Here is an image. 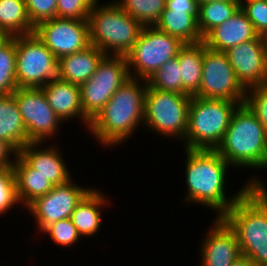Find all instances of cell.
Instances as JSON below:
<instances>
[{"mask_svg": "<svg viewBox=\"0 0 267 266\" xmlns=\"http://www.w3.org/2000/svg\"><path fill=\"white\" fill-rule=\"evenodd\" d=\"M40 234L43 237H49V239L54 242V245H59L60 247L73 248V246H78L77 243L82 241L80 238L77 228L73 225L71 218L61 219L48 225ZM75 244V245H74Z\"/></svg>", "mask_w": 267, "mask_h": 266, "instance_id": "cell-31", "label": "cell"}, {"mask_svg": "<svg viewBox=\"0 0 267 266\" xmlns=\"http://www.w3.org/2000/svg\"><path fill=\"white\" fill-rule=\"evenodd\" d=\"M48 144L47 142L28 143L19 150L18 154L53 185L67 183L74 175L70 172L67 161L64 160L65 157H62L61 147L57 142L56 145L51 144V141Z\"/></svg>", "mask_w": 267, "mask_h": 266, "instance_id": "cell-17", "label": "cell"}, {"mask_svg": "<svg viewBox=\"0 0 267 266\" xmlns=\"http://www.w3.org/2000/svg\"><path fill=\"white\" fill-rule=\"evenodd\" d=\"M12 166L15 173L18 199L22 205L21 209L26 208L36 198L53 189L54 185L31 167L18 153Z\"/></svg>", "mask_w": 267, "mask_h": 266, "instance_id": "cell-22", "label": "cell"}, {"mask_svg": "<svg viewBox=\"0 0 267 266\" xmlns=\"http://www.w3.org/2000/svg\"><path fill=\"white\" fill-rule=\"evenodd\" d=\"M0 139L17 153L28 144L26 128L13 94L0 95Z\"/></svg>", "mask_w": 267, "mask_h": 266, "instance_id": "cell-23", "label": "cell"}, {"mask_svg": "<svg viewBox=\"0 0 267 266\" xmlns=\"http://www.w3.org/2000/svg\"><path fill=\"white\" fill-rule=\"evenodd\" d=\"M216 151L237 169H267V133L246 103L234 110L220 145Z\"/></svg>", "mask_w": 267, "mask_h": 266, "instance_id": "cell-4", "label": "cell"}, {"mask_svg": "<svg viewBox=\"0 0 267 266\" xmlns=\"http://www.w3.org/2000/svg\"><path fill=\"white\" fill-rule=\"evenodd\" d=\"M106 54L90 45L85 50L58 59V78L81 85L95 73L99 62Z\"/></svg>", "mask_w": 267, "mask_h": 266, "instance_id": "cell-21", "label": "cell"}, {"mask_svg": "<svg viewBox=\"0 0 267 266\" xmlns=\"http://www.w3.org/2000/svg\"><path fill=\"white\" fill-rule=\"evenodd\" d=\"M97 0L88 14L91 45L106 55L125 56L137 41L143 25L113 0ZM99 3V4H98Z\"/></svg>", "mask_w": 267, "mask_h": 266, "instance_id": "cell-5", "label": "cell"}, {"mask_svg": "<svg viewBox=\"0 0 267 266\" xmlns=\"http://www.w3.org/2000/svg\"><path fill=\"white\" fill-rule=\"evenodd\" d=\"M147 86L146 80L130 77L90 121L87 131L98 145L122 146L143 129Z\"/></svg>", "mask_w": 267, "mask_h": 266, "instance_id": "cell-2", "label": "cell"}, {"mask_svg": "<svg viewBox=\"0 0 267 266\" xmlns=\"http://www.w3.org/2000/svg\"><path fill=\"white\" fill-rule=\"evenodd\" d=\"M18 88H42L58 78V59L32 33L15 36Z\"/></svg>", "mask_w": 267, "mask_h": 266, "instance_id": "cell-9", "label": "cell"}, {"mask_svg": "<svg viewBox=\"0 0 267 266\" xmlns=\"http://www.w3.org/2000/svg\"><path fill=\"white\" fill-rule=\"evenodd\" d=\"M184 151L186 192L182 203L187 206L201 204L204 208L214 211L216 218H221L251 185L244 180L243 186L239 187L236 193L233 192L231 197L226 193V177L231 166L216 150Z\"/></svg>", "mask_w": 267, "mask_h": 266, "instance_id": "cell-1", "label": "cell"}, {"mask_svg": "<svg viewBox=\"0 0 267 266\" xmlns=\"http://www.w3.org/2000/svg\"><path fill=\"white\" fill-rule=\"evenodd\" d=\"M258 36L251 21L239 8L230 19L211 29L203 37V42L209 49L225 52Z\"/></svg>", "mask_w": 267, "mask_h": 266, "instance_id": "cell-19", "label": "cell"}, {"mask_svg": "<svg viewBox=\"0 0 267 266\" xmlns=\"http://www.w3.org/2000/svg\"><path fill=\"white\" fill-rule=\"evenodd\" d=\"M245 103L255 113L267 133V83L249 88Z\"/></svg>", "mask_w": 267, "mask_h": 266, "instance_id": "cell-34", "label": "cell"}, {"mask_svg": "<svg viewBox=\"0 0 267 266\" xmlns=\"http://www.w3.org/2000/svg\"><path fill=\"white\" fill-rule=\"evenodd\" d=\"M26 10L31 24L57 17V0H25Z\"/></svg>", "mask_w": 267, "mask_h": 266, "instance_id": "cell-36", "label": "cell"}, {"mask_svg": "<svg viewBox=\"0 0 267 266\" xmlns=\"http://www.w3.org/2000/svg\"><path fill=\"white\" fill-rule=\"evenodd\" d=\"M239 102L192 96L183 149L216 150Z\"/></svg>", "mask_w": 267, "mask_h": 266, "instance_id": "cell-6", "label": "cell"}, {"mask_svg": "<svg viewBox=\"0 0 267 266\" xmlns=\"http://www.w3.org/2000/svg\"><path fill=\"white\" fill-rule=\"evenodd\" d=\"M231 266H256V264L249 257L240 255Z\"/></svg>", "mask_w": 267, "mask_h": 266, "instance_id": "cell-39", "label": "cell"}, {"mask_svg": "<svg viewBox=\"0 0 267 266\" xmlns=\"http://www.w3.org/2000/svg\"><path fill=\"white\" fill-rule=\"evenodd\" d=\"M192 96L153 89L147 86L145 94L143 129L161 136L163 141L182 142L187 131L189 106Z\"/></svg>", "mask_w": 267, "mask_h": 266, "instance_id": "cell-7", "label": "cell"}, {"mask_svg": "<svg viewBox=\"0 0 267 266\" xmlns=\"http://www.w3.org/2000/svg\"><path fill=\"white\" fill-rule=\"evenodd\" d=\"M143 26H154L165 10L166 0H113Z\"/></svg>", "mask_w": 267, "mask_h": 266, "instance_id": "cell-28", "label": "cell"}, {"mask_svg": "<svg viewBox=\"0 0 267 266\" xmlns=\"http://www.w3.org/2000/svg\"><path fill=\"white\" fill-rule=\"evenodd\" d=\"M240 8V2H213L199 5L198 28L204 37L211 29L230 19Z\"/></svg>", "mask_w": 267, "mask_h": 266, "instance_id": "cell-27", "label": "cell"}, {"mask_svg": "<svg viewBox=\"0 0 267 266\" xmlns=\"http://www.w3.org/2000/svg\"><path fill=\"white\" fill-rule=\"evenodd\" d=\"M166 9H188L189 14H198L197 0H166Z\"/></svg>", "mask_w": 267, "mask_h": 266, "instance_id": "cell-38", "label": "cell"}, {"mask_svg": "<svg viewBox=\"0 0 267 266\" xmlns=\"http://www.w3.org/2000/svg\"><path fill=\"white\" fill-rule=\"evenodd\" d=\"M249 178L251 186L221 218L235 232L241 255L267 266V184L260 175Z\"/></svg>", "mask_w": 267, "mask_h": 266, "instance_id": "cell-3", "label": "cell"}, {"mask_svg": "<svg viewBox=\"0 0 267 266\" xmlns=\"http://www.w3.org/2000/svg\"><path fill=\"white\" fill-rule=\"evenodd\" d=\"M129 78L125 56L105 55L92 77L80 85L84 115L91 121Z\"/></svg>", "mask_w": 267, "mask_h": 266, "instance_id": "cell-10", "label": "cell"}, {"mask_svg": "<svg viewBox=\"0 0 267 266\" xmlns=\"http://www.w3.org/2000/svg\"><path fill=\"white\" fill-rule=\"evenodd\" d=\"M33 33L57 59L91 45L87 19L53 18L40 22Z\"/></svg>", "mask_w": 267, "mask_h": 266, "instance_id": "cell-14", "label": "cell"}, {"mask_svg": "<svg viewBox=\"0 0 267 266\" xmlns=\"http://www.w3.org/2000/svg\"><path fill=\"white\" fill-rule=\"evenodd\" d=\"M97 0H57V18L88 19Z\"/></svg>", "mask_w": 267, "mask_h": 266, "instance_id": "cell-35", "label": "cell"}, {"mask_svg": "<svg viewBox=\"0 0 267 266\" xmlns=\"http://www.w3.org/2000/svg\"><path fill=\"white\" fill-rule=\"evenodd\" d=\"M17 88L14 36L0 48V95L12 94Z\"/></svg>", "mask_w": 267, "mask_h": 266, "instance_id": "cell-30", "label": "cell"}, {"mask_svg": "<svg viewBox=\"0 0 267 266\" xmlns=\"http://www.w3.org/2000/svg\"><path fill=\"white\" fill-rule=\"evenodd\" d=\"M75 180L72 178L67 183L54 185L51 191L36 198L24 209L35 221L37 239H39V233L48 225L61 219L71 218L76 205L93 188L79 185Z\"/></svg>", "mask_w": 267, "mask_h": 266, "instance_id": "cell-13", "label": "cell"}, {"mask_svg": "<svg viewBox=\"0 0 267 266\" xmlns=\"http://www.w3.org/2000/svg\"><path fill=\"white\" fill-rule=\"evenodd\" d=\"M110 198L99 188H92L76 205L71 219L79 234L84 238L95 237L101 232L104 207H109Z\"/></svg>", "mask_w": 267, "mask_h": 266, "instance_id": "cell-20", "label": "cell"}, {"mask_svg": "<svg viewBox=\"0 0 267 266\" xmlns=\"http://www.w3.org/2000/svg\"><path fill=\"white\" fill-rule=\"evenodd\" d=\"M12 37L4 30L0 29V48L3 47Z\"/></svg>", "mask_w": 267, "mask_h": 266, "instance_id": "cell-40", "label": "cell"}, {"mask_svg": "<svg viewBox=\"0 0 267 266\" xmlns=\"http://www.w3.org/2000/svg\"><path fill=\"white\" fill-rule=\"evenodd\" d=\"M246 93L247 90L238 81L226 53L204 46L201 85L193 96L225 99L243 104Z\"/></svg>", "mask_w": 267, "mask_h": 266, "instance_id": "cell-12", "label": "cell"}, {"mask_svg": "<svg viewBox=\"0 0 267 266\" xmlns=\"http://www.w3.org/2000/svg\"><path fill=\"white\" fill-rule=\"evenodd\" d=\"M12 94L26 128L28 143L57 141L64 123L47 102L42 88H17Z\"/></svg>", "mask_w": 267, "mask_h": 266, "instance_id": "cell-11", "label": "cell"}, {"mask_svg": "<svg viewBox=\"0 0 267 266\" xmlns=\"http://www.w3.org/2000/svg\"><path fill=\"white\" fill-rule=\"evenodd\" d=\"M240 8L259 36L267 38V3L265 0L239 1Z\"/></svg>", "mask_w": 267, "mask_h": 266, "instance_id": "cell-33", "label": "cell"}, {"mask_svg": "<svg viewBox=\"0 0 267 266\" xmlns=\"http://www.w3.org/2000/svg\"><path fill=\"white\" fill-rule=\"evenodd\" d=\"M213 2H239V0H197L198 5Z\"/></svg>", "mask_w": 267, "mask_h": 266, "instance_id": "cell-41", "label": "cell"}, {"mask_svg": "<svg viewBox=\"0 0 267 266\" xmlns=\"http://www.w3.org/2000/svg\"><path fill=\"white\" fill-rule=\"evenodd\" d=\"M155 26L183 43L203 41L198 28V14H189L188 9H166Z\"/></svg>", "mask_w": 267, "mask_h": 266, "instance_id": "cell-24", "label": "cell"}, {"mask_svg": "<svg viewBox=\"0 0 267 266\" xmlns=\"http://www.w3.org/2000/svg\"><path fill=\"white\" fill-rule=\"evenodd\" d=\"M213 220L200 243L199 266H231L241 255L236 234L222 218Z\"/></svg>", "mask_w": 267, "mask_h": 266, "instance_id": "cell-16", "label": "cell"}, {"mask_svg": "<svg viewBox=\"0 0 267 266\" xmlns=\"http://www.w3.org/2000/svg\"><path fill=\"white\" fill-rule=\"evenodd\" d=\"M17 152L4 140L0 139V168L13 167Z\"/></svg>", "mask_w": 267, "mask_h": 266, "instance_id": "cell-37", "label": "cell"}, {"mask_svg": "<svg viewBox=\"0 0 267 266\" xmlns=\"http://www.w3.org/2000/svg\"><path fill=\"white\" fill-rule=\"evenodd\" d=\"M225 53L238 81L246 90L267 83V38L258 36Z\"/></svg>", "mask_w": 267, "mask_h": 266, "instance_id": "cell-15", "label": "cell"}, {"mask_svg": "<svg viewBox=\"0 0 267 266\" xmlns=\"http://www.w3.org/2000/svg\"><path fill=\"white\" fill-rule=\"evenodd\" d=\"M204 46L203 41L185 43L177 55L182 86L191 96L199 90L201 85Z\"/></svg>", "mask_w": 267, "mask_h": 266, "instance_id": "cell-25", "label": "cell"}, {"mask_svg": "<svg viewBox=\"0 0 267 266\" xmlns=\"http://www.w3.org/2000/svg\"><path fill=\"white\" fill-rule=\"evenodd\" d=\"M147 85L153 89L190 95L182 86L178 58L168 60L156 70L147 80Z\"/></svg>", "mask_w": 267, "mask_h": 266, "instance_id": "cell-29", "label": "cell"}, {"mask_svg": "<svg viewBox=\"0 0 267 266\" xmlns=\"http://www.w3.org/2000/svg\"><path fill=\"white\" fill-rule=\"evenodd\" d=\"M0 29L11 37L33 33L25 0H0Z\"/></svg>", "mask_w": 267, "mask_h": 266, "instance_id": "cell-26", "label": "cell"}, {"mask_svg": "<svg viewBox=\"0 0 267 266\" xmlns=\"http://www.w3.org/2000/svg\"><path fill=\"white\" fill-rule=\"evenodd\" d=\"M22 207L16 187L13 167L0 168V216L15 208Z\"/></svg>", "mask_w": 267, "mask_h": 266, "instance_id": "cell-32", "label": "cell"}, {"mask_svg": "<svg viewBox=\"0 0 267 266\" xmlns=\"http://www.w3.org/2000/svg\"><path fill=\"white\" fill-rule=\"evenodd\" d=\"M184 44L155 25L144 26L134 46L125 55L129 76L147 80L168 60L177 57Z\"/></svg>", "mask_w": 267, "mask_h": 266, "instance_id": "cell-8", "label": "cell"}, {"mask_svg": "<svg viewBox=\"0 0 267 266\" xmlns=\"http://www.w3.org/2000/svg\"><path fill=\"white\" fill-rule=\"evenodd\" d=\"M42 90L47 102L64 124L76 119L88 130L90 120L82 110L80 85L55 78L44 85Z\"/></svg>", "mask_w": 267, "mask_h": 266, "instance_id": "cell-18", "label": "cell"}]
</instances>
